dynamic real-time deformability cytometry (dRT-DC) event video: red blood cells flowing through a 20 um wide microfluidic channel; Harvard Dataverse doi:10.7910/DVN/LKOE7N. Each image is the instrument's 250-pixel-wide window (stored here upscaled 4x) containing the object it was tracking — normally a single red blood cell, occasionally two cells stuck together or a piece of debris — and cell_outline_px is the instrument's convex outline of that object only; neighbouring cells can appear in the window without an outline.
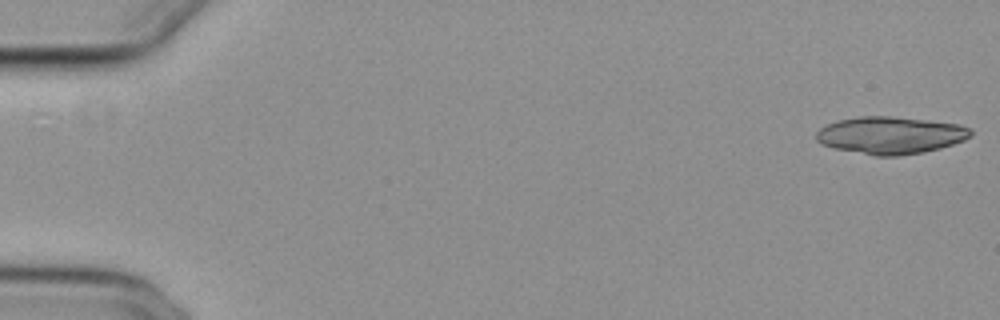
{"species": "common noctule bat (a hibernating species)", "species_latin": "Nyctalus noctula", "temperature_condition": "cold", "stored_images_in_passage": 19, "camera_frame_rate_fps": 3000, "um_per_image_px": 0.085, "animal": {"sex": "female", "body_mass_g": 29.2, "forearm_length_mm": 56.3}, "frame": {"image": 1, "passage_image": 1, "time_ms": 0.0, "image_size_px": [1000, 320], "cell_outline_px": [[972, 136], [964, 140], [940, 148], [924, 152], [900, 156], [876, 156], [832, 148], [816, 140], [816, 132], [820, 128], [836, 120], [860, 116], [888, 116], [928, 120], [960, 124], [972, 128]], "centroid_in_image_um": [75.71, 11.49], "position_along_channel_um": 9.3, "area_um2": 33.76}}